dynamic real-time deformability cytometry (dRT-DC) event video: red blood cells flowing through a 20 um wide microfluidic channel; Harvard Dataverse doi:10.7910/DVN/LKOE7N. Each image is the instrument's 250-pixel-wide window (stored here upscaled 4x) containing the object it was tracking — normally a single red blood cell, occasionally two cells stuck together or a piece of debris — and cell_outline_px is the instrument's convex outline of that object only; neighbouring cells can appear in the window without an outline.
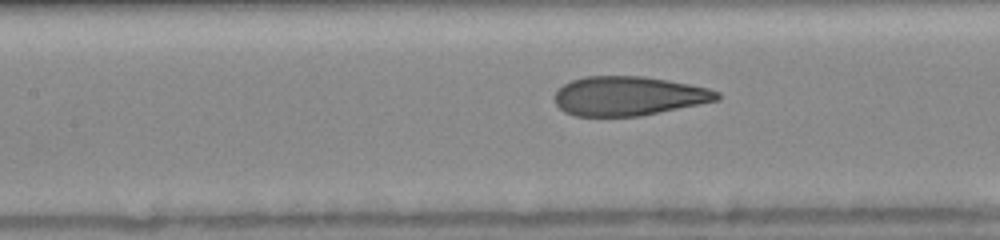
{"species": "human", "species_latin": "Homo sapiens", "temperature_condition": "room temperature", "stored_images_in_passage": 19, "camera_frame_rate_fps": 3000, "um_per_image_px": 0.085, "donor": {"sex": "female"}, "frame": {"image": 1, "passage_image": 14, "time_ms": 4.333, "image_size_px": [1000, 240], "cell_outline_px": [[720, 100], [640, 116], [576, 116], [564, 112], [556, 104], [556, 92], [564, 84], [572, 80], [584, 76], [644, 76], [668, 80], [708, 88], [720, 92]], "centroid_in_image_um": [53.45, 8.16], "position_along_channel_um": 154.0, "area_um2": 37.05}}